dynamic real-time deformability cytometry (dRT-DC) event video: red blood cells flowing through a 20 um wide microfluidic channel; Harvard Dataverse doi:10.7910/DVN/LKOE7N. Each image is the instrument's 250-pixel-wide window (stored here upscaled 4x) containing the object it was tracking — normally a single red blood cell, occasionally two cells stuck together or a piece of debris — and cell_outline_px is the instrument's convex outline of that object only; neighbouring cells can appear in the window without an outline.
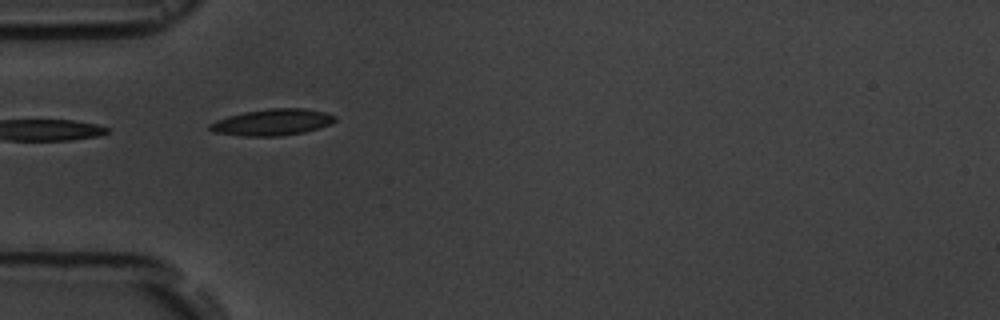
{"species": "common noctule bat (a hibernating species)", "species_latin": "Nyctalus noctula", "temperature_condition": "room temperature", "stored_images_in_passage": 7, "camera_frame_rate_fps": 3000, "um_per_image_px": 0.085, "animal": {"sex": "male", "body_mass_g": 19.5, "forearm_length_mm": 54.6}, "frame": {"image": 1, "passage_image": 6, "time_ms": 5.667, "image_size_px": [1000, 320], "cell_outline_px": [[336, 120], [332, 124], [304, 132], [280, 136], [244, 136], [212, 132], [208, 128], [208, 124], [216, 120], [228, 116], [244, 112], [268, 108], [304, 108], [324, 112], [336, 116]], "centroid_in_image_um": [23.13, 10.39], "position_along_channel_um": 61.9, "area_um2": 19.36}}
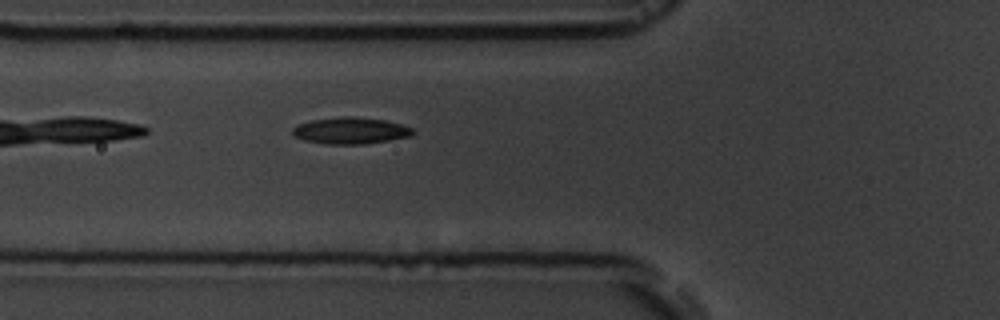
{"frame": {"image": 2, "passage_image": 7, "time_ms": 6.667, "image_size_px": [1000, 320], "cell_outline_px": [[416, 132], [412, 136], [364, 144], [328, 144], [304, 140], [296, 136], [292, 132], [292, 128], [300, 124], [312, 120], [344, 116], [352, 116], [384, 120], [400, 124], [412, 128]], "centroid_in_image_um": [29.83, 11.1], "position_along_channel_um": 96.0, "area_um2": 18.44}}